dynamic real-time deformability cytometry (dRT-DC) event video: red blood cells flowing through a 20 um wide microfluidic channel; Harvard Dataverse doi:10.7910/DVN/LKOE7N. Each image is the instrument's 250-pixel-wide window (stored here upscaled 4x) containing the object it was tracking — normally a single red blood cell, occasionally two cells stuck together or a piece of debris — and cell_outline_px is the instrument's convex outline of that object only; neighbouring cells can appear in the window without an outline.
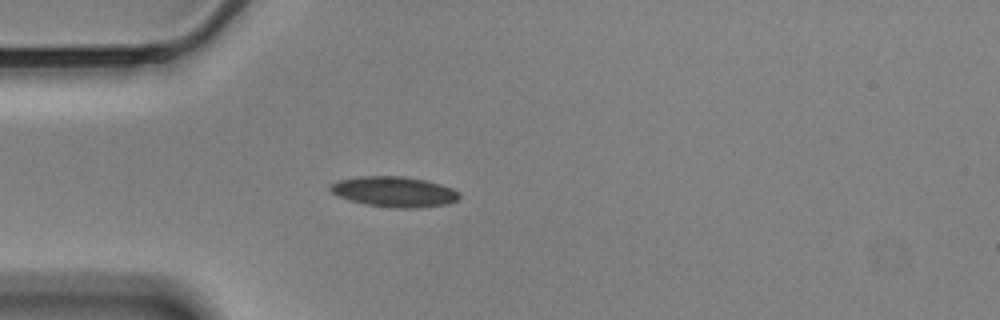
{"species": "Egyptian fruit bat (a non-hibernating species)", "species_latin": "Rousettus aegyptiacus", "temperature_condition": "cold", "stored_images_in_passage": 42, "camera_frame_rate_fps": 3000, "um_per_image_px": 0.085, "animal": {"sex": "male"}, "frame": {"image": 1, "passage_image": 1, "time_ms": 0.0, "image_size_px": [1000, 320], "cell_outline_px": [[460, 200], [448, 204], [416, 208], [396, 208], [368, 204], [352, 200], [340, 196], [332, 192], [328, 188], [336, 180], [360, 176], [404, 176], [428, 180], [452, 188], [460, 192]], "centroid_in_image_um": [33.57, 16.28], "position_along_channel_um": 51.4, "area_um2": 22.89}}
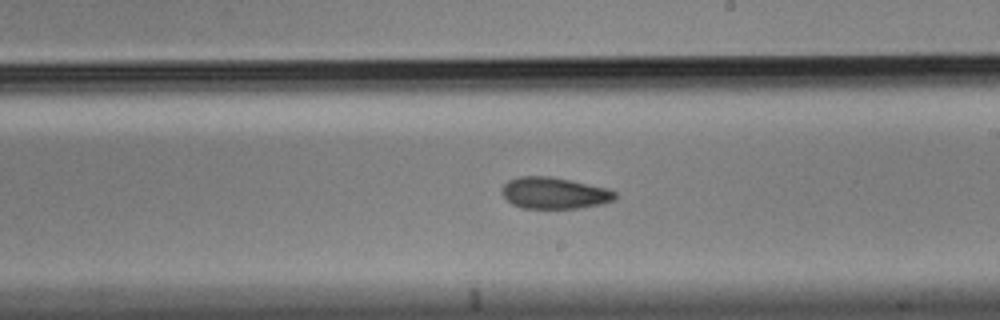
{"frame": {"image": 2, "passage_image": 18, "time_ms": 5.667, "image_size_px": [1000, 320], "cell_outline_px": [[616, 196], [612, 200], [600, 204], [576, 208], [524, 208], [512, 204], [500, 192], [500, 188], [508, 180], [516, 176], [548, 176], [572, 180], [608, 188], [616, 192]], "centroid_in_image_um": [47.07, 16.39], "position_along_channel_um": 241.9, "area_um2": 20.81}}
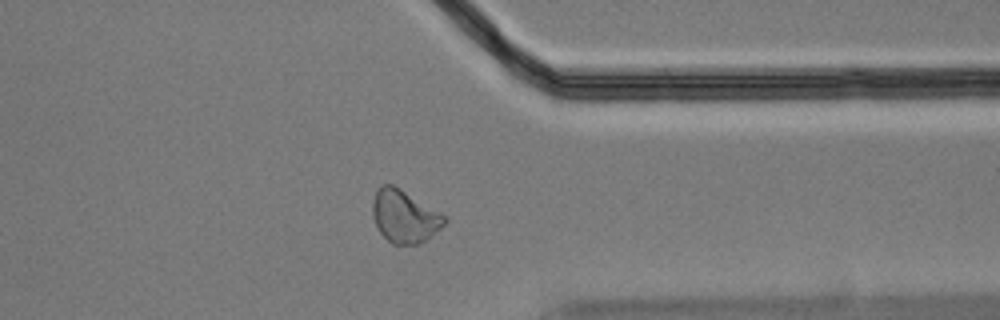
{"frame": {"image": 3, "passage_image": 30, "time_ms": 9.667, "image_size_px": [1000, 320], "cell_outline_px": [[448, 220], [440, 228], [424, 240], [416, 244], [392, 244], [380, 232], [372, 216], [372, 200], [380, 184], [392, 184], [400, 188], [448, 216]], "centroid_in_image_um": [34.37, 18.36], "position_along_channel_um": 377.0, "area_um2": 22.02}, "authors_computed_cell_mechanics": {"area_um2": 21.5883, "velocity_mm_per_s": 3.5059, "shape_relaxation_time_tau1_ms": 6.6044, "shape_relaxation_time_tau2_ms": 5.7754, "deformation_change_tau1": 0.1137, "deformation_change_tau2": 0.1067}}